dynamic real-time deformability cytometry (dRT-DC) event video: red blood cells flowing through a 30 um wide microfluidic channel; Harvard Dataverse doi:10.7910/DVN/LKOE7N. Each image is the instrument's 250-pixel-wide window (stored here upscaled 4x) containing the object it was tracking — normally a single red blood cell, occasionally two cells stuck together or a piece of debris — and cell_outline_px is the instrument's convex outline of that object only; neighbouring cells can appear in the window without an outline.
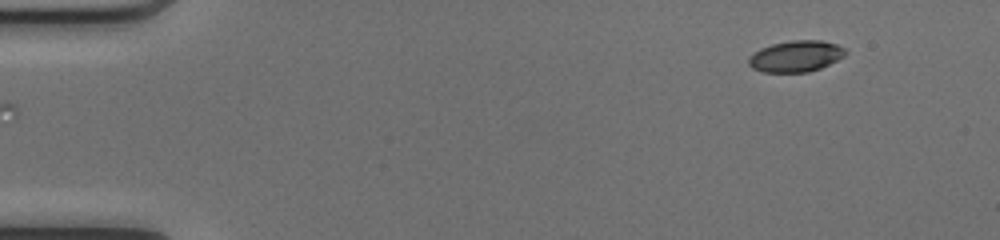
{"species": "common noctule bat (a hibernating species)", "species_latin": "Nyctalus noctula", "temperature_condition": "cold", "stored_images_in_passage": 46, "camera_frame_rate_fps": 3000, "um_per_image_px": 0.085, "animal": {"sex": "female", "body_mass_g": 17.0, "forearm_length_mm": 48.0}, "frame": {"image": 1, "passage_image": 1, "time_ms": 0.0, "image_size_px": [1000, 240], "cell_outline_px": [[848, 52], [844, 56], [820, 68], [808, 72], [764, 72], [752, 68], [748, 64], [748, 56], [752, 52], [760, 48], [772, 44], [792, 40], [820, 40], [836, 44], [844, 48]], "centroid_in_image_um": [67.61, 4.77], "position_along_channel_um": 17.4, "area_um2": 17.69}}
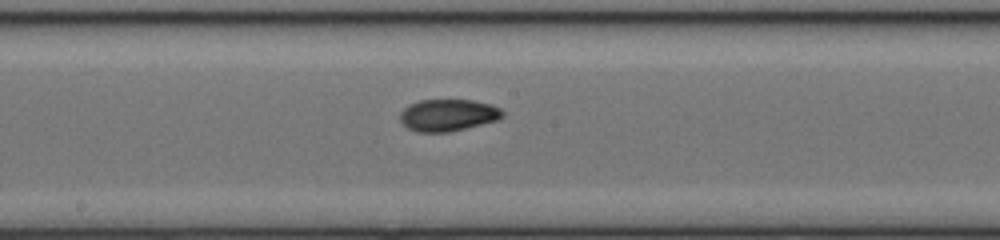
{"frame": {"image": 2, "passage_image": 23, "time_ms": 7.333, "image_size_px": [1000, 240], "cell_outline_px": [[504, 116], [500, 120], [448, 132], [416, 132], [408, 128], [400, 120], [400, 112], [408, 104], [420, 100], [472, 100], [492, 104], [500, 108], [504, 112]], "centroid_in_image_um": [38.1, 9.78], "position_along_channel_um": 210.1, "area_um2": 19.25}}
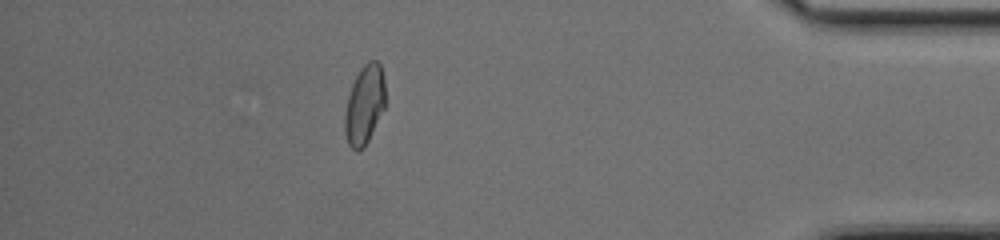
{"frame": {"image": 3, "passage_image": 40, "time_ms": 13.0, "image_size_px": [1000, 240], "cell_outline_px": [[384, 108], [364, 148], [356, 152], [348, 144], [344, 132], [344, 116], [348, 96], [352, 84], [360, 68], [368, 60], [376, 60], [380, 64], [384, 80]], "centroid_in_image_um": [30.96, 8.91], "position_along_channel_um": 404.2, "area_um2": 18.61}, "authors_computed_cell_mechanics": {"area_um2": 18.6116, "velocity_mm_per_s": 4.2024, "shape_relaxation_time_tau1_ms": null, "shape_relaxation_time_tau2_ms": 1.5894, "deformation_change_tau1": null, "deformation_change_tau2": 0.0551}}